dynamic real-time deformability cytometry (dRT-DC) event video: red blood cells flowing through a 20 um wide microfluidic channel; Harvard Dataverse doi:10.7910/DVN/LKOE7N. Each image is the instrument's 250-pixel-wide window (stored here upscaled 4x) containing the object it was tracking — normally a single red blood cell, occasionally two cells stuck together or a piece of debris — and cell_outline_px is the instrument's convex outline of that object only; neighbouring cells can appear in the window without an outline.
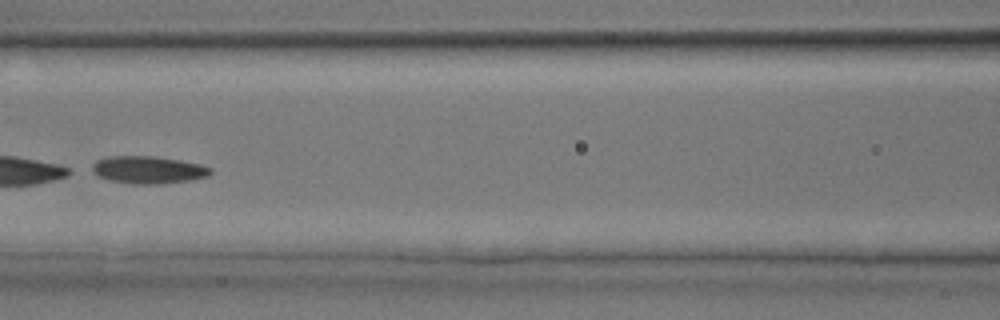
{"species": "common noctule bat (a hibernating species)", "species_latin": "Nyctalus noctula", "temperature_condition": "room temperature", "stored_images_in_passage": 26, "camera_frame_rate_fps": 3000, "um_per_image_px": 0.085, "animal": {"sex": "male", "body_mass_g": 17.9, "forearm_length_mm": 54.2}, "frame": {"image": 1, "passage_image": 8, "time_ms": 2.333, "image_size_px": [1000, 320], "cell_outline_px": [[212, 172], [208, 176], [192, 180], [156, 184], [132, 184], [108, 180], [92, 172], [92, 164], [96, 160], [108, 156], [152, 156], [180, 160], [200, 164], [212, 168]], "centroid_in_image_um": [12.59, 14.43], "position_along_channel_um": 154.0, "area_um2": 19.02}}